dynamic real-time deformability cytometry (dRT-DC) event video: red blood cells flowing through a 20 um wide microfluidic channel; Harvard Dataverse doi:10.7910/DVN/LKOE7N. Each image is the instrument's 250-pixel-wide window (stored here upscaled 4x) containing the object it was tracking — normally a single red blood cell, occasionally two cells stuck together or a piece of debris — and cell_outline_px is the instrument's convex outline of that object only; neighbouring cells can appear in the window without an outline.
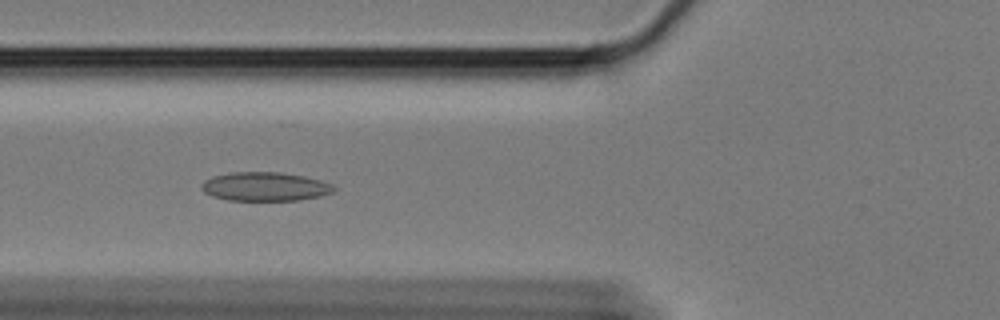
{"species": "Egyptian fruit bat (a non-hibernating species)", "species_latin": "Rousettus aegyptiacus", "temperature_condition": "cold", "stored_images_in_passage": 50, "camera_frame_rate_fps": 3000, "um_per_image_px": 0.085, "animal": {"sex": "female"}, "frame": {"image": 1, "passage_image": 21, "time_ms": 6.667, "image_size_px": [1000, 320], "cell_outline_px": [[336, 188], [332, 192], [320, 196], [300, 200], [228, 200], [212, 196], [204, 192], [200, 188], [200, 184], [204, 180], [212, 176], [228, 172], [280, 172], [304, 176], [320, 180], [332, 184]], "centroid_in_image_um": [22.49, 15.85], "position_along_channel_um": 103.3, "area_um2": 22.37}}
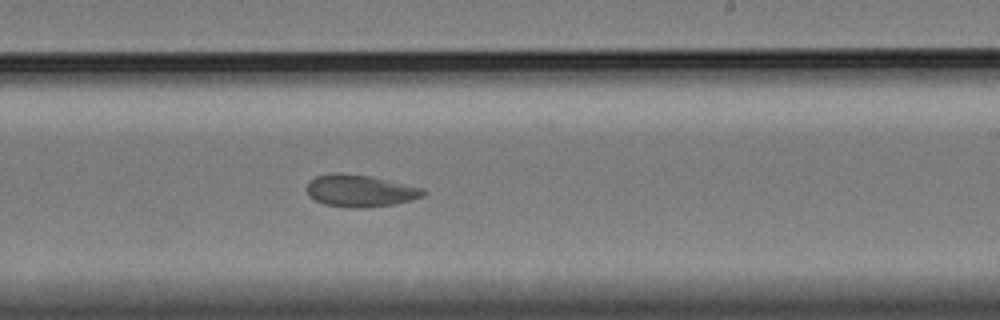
{"frame": {"image": 2, "passage_image": 35, "time_ms": 11.333, "image_size_px": [1000, 320], "cell_outline_px": [[424, 196], [392, 204], [368, 208], [348, 208], [324, 204], [308, 196], [308, 184], [316, 176], [332, 172], [340, 172], [368, 176], [424, 188]], "centroid_in_image_um": [30.58, 16.22], "position_along_channel_um": 258.4, "area_um2": 21.56}}
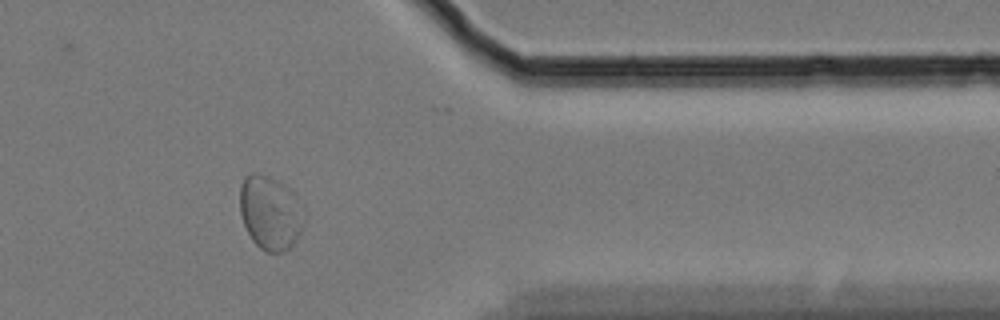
{"frame": {"image": 3, "passage_image": 48, "time_ms": 15.667, "image_size_px": [1000, 320], "cell_outline_px": [[304, 224], [300, 232], [292, 244], [288, 248], [280, 252], [268, 252], [260, 248], [252, 240], [244, 224], [240, 212], [240, 184], [244, 176], [248, 172], [256, 172], [276, 180], [284, 184], [296, 196], [304, 220]], "centroid_in_image_um": [22.93, 18.05], "position_along_channel_um": 388.5, "area_um2": 27.4}, "authors_computed_cell_mechanics": {"area_um2": 22.4842, "velocity_mm_per_s": 3.3238, "shape_relaxation_time_tau1_ms": null, "shape_relaxation_time_tau2_ms": 3.3483, "deformation_change_tau1": null, "deformation_change_tau2": 0.0722}}